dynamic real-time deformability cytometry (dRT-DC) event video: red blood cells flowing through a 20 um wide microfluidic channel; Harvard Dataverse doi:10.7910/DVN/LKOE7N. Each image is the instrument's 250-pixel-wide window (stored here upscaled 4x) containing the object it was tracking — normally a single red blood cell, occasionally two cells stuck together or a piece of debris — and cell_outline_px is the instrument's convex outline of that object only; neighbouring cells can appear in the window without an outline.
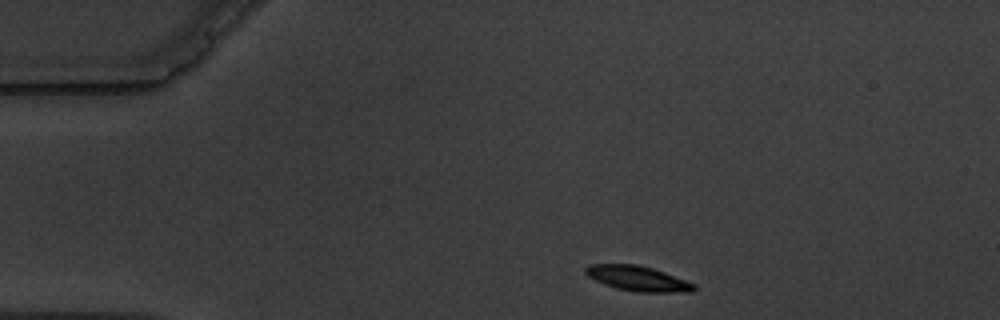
{"species": "common noctule bat (a hibernating species)", "species_latin": "Nyctalus noctula", "temperature_condition": "warm", "stored_images_in_passage": 4, "camera_frame_rate_fps": 3000, "um_per_image_px": 0.085, "animal": {"sex": "male", "body_mass_g": 19.5, "forearm_length_mm": 54.6}, "frame": {"image": 1, "passage_image": 1, "time_ms": 0.0, "image_size_px": [1000, 320], "cell_outline_px": [[696, 288], [692, 292], [636, 292], [616, 288], [604, 284], [588, 276], [584, 272], [584, 268], [588, 264], [636, 264], [652, 268], [664, 272], [696, 284]], "centroid_in_image_um": [54.2, 23.67], "position_along_channel_um": 30.8, "area_um2": 15.84}}
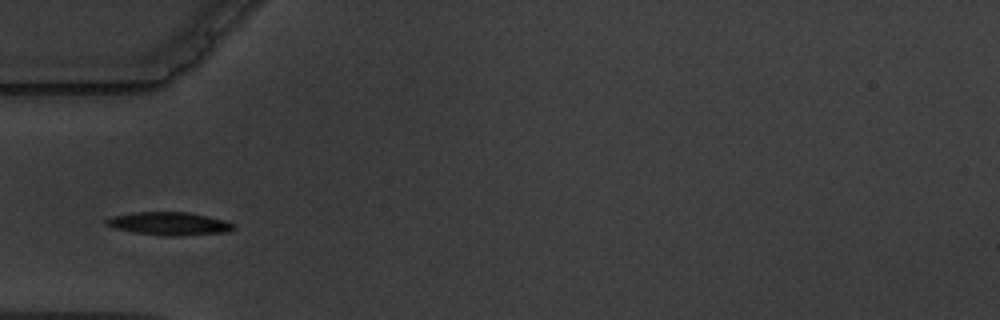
{"frame": {"image": 2, "passage_image": 3, "time_ms": 2.667, "image_size_px": [1000, 320], "cell_outline_px": [[236, 228], [224, 232], [180, 236], [164, 236], [136, 232], [116, 228], [104, 224], [104, 220], [112, 216], [132, 212], [188, 212], [208, 216], [224, 220], [236, 224]], "centroid_in_image_um": [14.39, 19.0], "position_along_channel_um": 70.6, "area_um2": 17.11}}
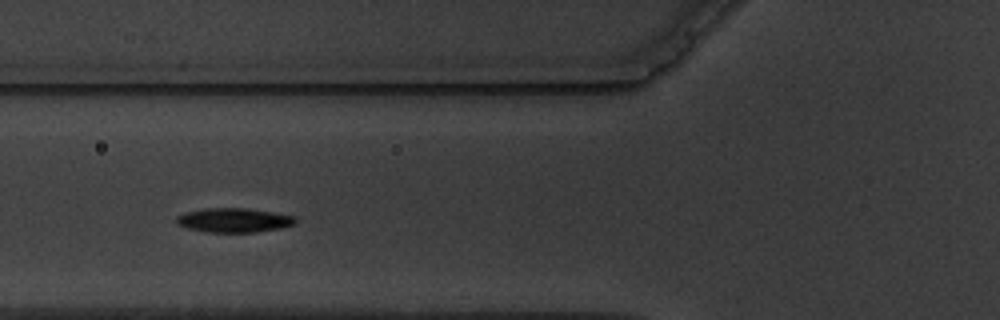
{"frame": {"image": 3, "passage_image": 4, "time_ms": 3.667, "image_size_px": [1000, 320], "cell_outline_px": [[296, 220], [292, 224], [280, 228], [256, 232], [208, 232], [188, 228], [176, 224], [176, 216], [184, 212], [204, 208], [244, 208], [272, 212], [296, 216]], "centroid_in_image_um": [19.83, 18.71], "position_along_channel_um": 106.0, "area_um2": 16.76}}